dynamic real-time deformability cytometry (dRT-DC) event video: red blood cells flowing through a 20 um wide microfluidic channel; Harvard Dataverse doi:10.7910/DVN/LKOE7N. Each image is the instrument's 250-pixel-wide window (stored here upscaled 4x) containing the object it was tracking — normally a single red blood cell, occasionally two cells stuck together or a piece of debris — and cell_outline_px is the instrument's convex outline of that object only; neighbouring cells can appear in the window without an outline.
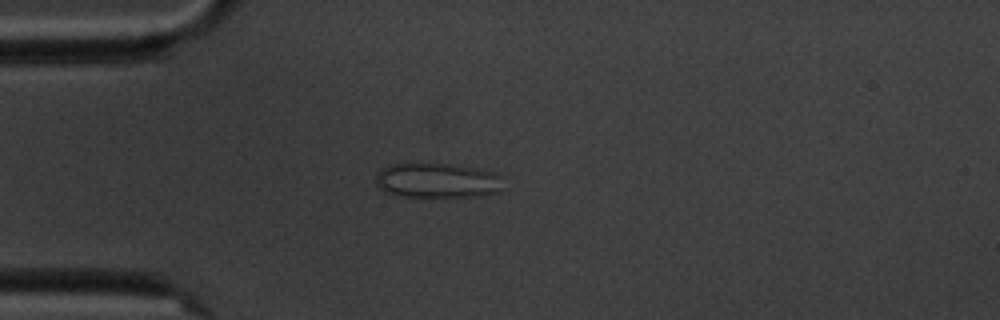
{"species": "common noctule bat (a hibernating species)", "species_latin": "Nyctalus noctula", "temperature_condition": "cold", "stored_images_in_passage": 9, "camera_frame_rate_fps": 3000, "um_per_image_px": 0.085, "animal": {"sex": "male", "body_mass_g": 20.1, "forearm_length_mm": 53.5}, "frame": {"image": 1, "passage_image": 2, "time_ms": 1.333, "image_size_px": [1000, 320], "cell_outline_px": [[500, 192], [476, 196], [408, 196], [384, 192], [376, 184], [376, 176], [380, 168], [388, 164], [456, 164], [476, 168], [492, 172], [500, 176]], "centroid_in_image_um": [37.13, 15.33], "position_along_channel_um": 47.9, "area_um2": 25.61}}
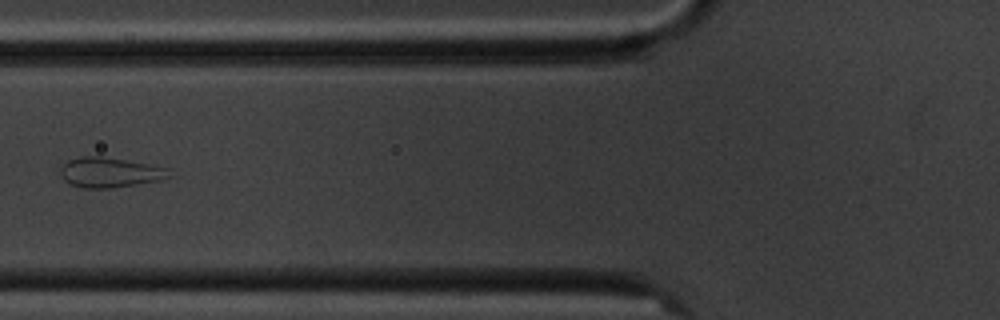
{"frame": {"image": 2, "passage_image": 4, "time_ms": 3.667, "image_size_px": [1000, 320], "cell_outline_px": [[172, 176], [164, 180], [112, 188], [84, 188], [68, 184], [60, 176], [60, 168], [68, 160], [80, 156], [100, 156], [172, 168]], "centroid_in_image_um": [9.38, 14.66], "position_along_channel_um": 116.4, "area_um2": 19.36}}
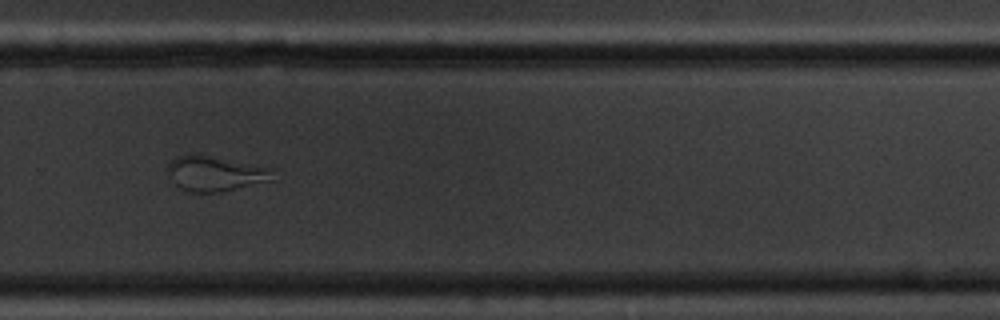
{"frame": {"image": 3, "passage_image": 9, "time_ms": 9.333, "image_size_px": [1000, 320], "cell_outline_px": [[272, 180], [220, 192], [192, 192], [180, 188], [176, 184], [168, 168], [168, 164], [176, 156], [188, 152], [192, 152], [256, 164], [272, 168]], "centroid_in_image_um": [18.29, 14.71], "position_along_channel_um": 311.5, "area_um2": 21.5}}